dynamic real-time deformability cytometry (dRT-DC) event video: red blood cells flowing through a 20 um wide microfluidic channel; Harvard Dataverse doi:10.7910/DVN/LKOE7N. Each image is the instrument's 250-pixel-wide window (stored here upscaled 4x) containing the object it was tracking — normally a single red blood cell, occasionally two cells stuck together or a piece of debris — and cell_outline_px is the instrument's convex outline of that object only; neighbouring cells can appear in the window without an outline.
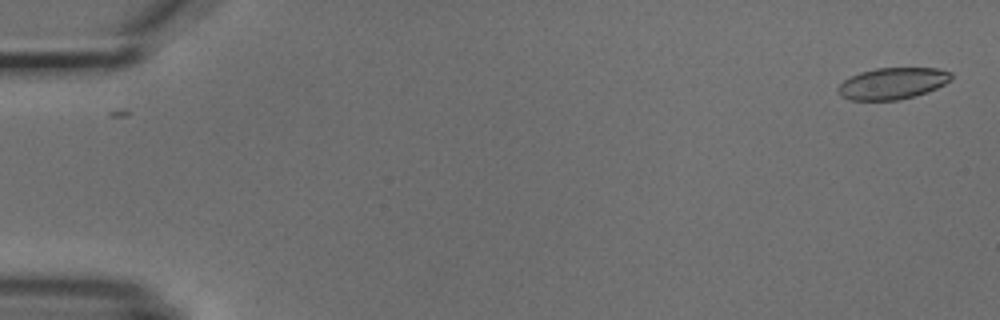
{"species": "common noctule bat (a hibernating species)", "species_latin": "Nyctalus noctula", "temperature_condition": "cold", "stored_images_in_passage": 2, "camera_frame_rate_fps": 3000, "um_per_image_px": 0.085, "animal": {"sex": "male", "body_mass_g": 18.8}, "frame": {"image": 1, "passage_image": 2, "time_ms": 1.0, "image_size_px": [1000, 320], "cell_outline_px": [[952, 76], [944, 84], [928, 92], [916, 96], [896, 100], [852, 100], [840, 96], [836, 88], [844, 80], [860, 72], [876, 68], [936, 68], [952, 72]], "centroid_in_image_um": [75.85, 7.09], "position_along_channel_um": 9.2, "area_um2": 20.75}}